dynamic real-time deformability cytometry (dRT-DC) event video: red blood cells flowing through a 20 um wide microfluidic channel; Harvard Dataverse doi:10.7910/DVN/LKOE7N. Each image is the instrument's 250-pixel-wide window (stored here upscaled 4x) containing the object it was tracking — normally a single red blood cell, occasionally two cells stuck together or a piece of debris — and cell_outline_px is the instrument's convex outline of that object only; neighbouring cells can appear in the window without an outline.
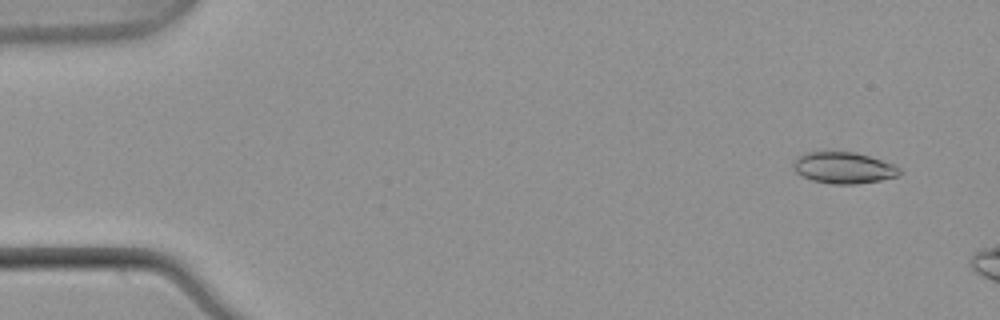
{"species": "common noctule bat (a hibernating species)", "species_latin": "Nyctalus noctula", "temperature_condition": "warm", "stored_images_in_passage": 10, "camera_frame_rate_fps": 3000, "um_per_image_px": 0.085, "animal": {"sex": "male", "body_mass_g": 21.5, "forearm_length_mm": 52.0}, "frame": {"image": 1, "passage_image": 4, "time_ms": 1.0, "image_size_px": [1000, 320], "cell_outline_px": [[900, 172], [896, 176], [880, 180], [856, 184], [832, 184], [812, 180], [796, 172], [792, 168], [792, 164], [796, 156], [804, 152], [856, 152], [892, 164], [900, 168]], "centroid_in_image_um": [71.64, 14.26], "position_along_channel_um": 13.4, "area_um2": 19.31}}